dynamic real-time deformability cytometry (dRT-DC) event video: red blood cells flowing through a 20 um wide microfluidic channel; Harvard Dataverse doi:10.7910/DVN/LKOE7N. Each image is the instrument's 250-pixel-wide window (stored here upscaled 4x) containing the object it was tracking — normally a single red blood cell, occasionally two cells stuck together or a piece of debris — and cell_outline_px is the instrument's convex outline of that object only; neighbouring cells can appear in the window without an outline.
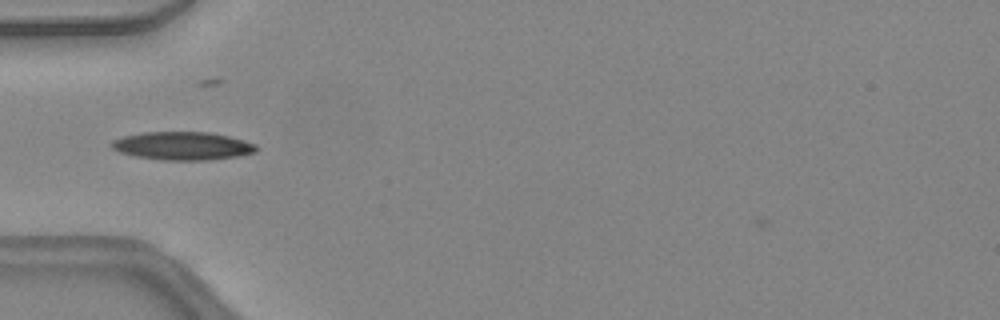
{"species": "common noctule bat (a hibernating species)", "species_latin": "Nyctalus noctula", "temperature_condition": "warm", "stored_images_in_passage": 37, "camera_frame_rate_fps": 3000, "um_per_image_px": 0.085, "animal": {"sex": "female", "body_mass_g": 24.6, "forearm_length_mm": 56.2}, "frame": {"image": 1, "passage_image": 6, "time_ms": 1.667, "image_size_px": [1000, 320], "cell_outline_px": [[256, 152], [236, 156], [208, 160], [164, 160], [136, 156], [120, 152], [112, 148], [108, 144], [112, 140], [124, 136], [144, 132], [212, 132], [244, 140], [256, 144]], "centroid_in_image_um": [15.5, 12.39], "position_along_channel_um": 69.5, "area_um2": 23.7}}
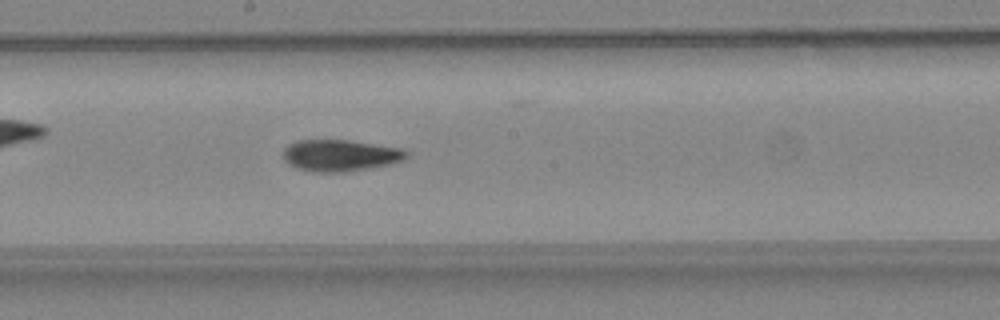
{"frame": {"image": 2, "passage_image": 16, "time_ms": 5.0, "image_size_px": [1000, 320], "cell_outline_px": [[408, 156], [404, 160], [388, 164], [368, 168], [344, 172], [316, 172], [296, 168], [288, 164], [284, 160], [284, 148], [288, 144], [296, 140], [348, 140], [404, 148], [408, 152]], "centroid_in_image_um": [28.92, 13.2], "position_along_channel_um": 219.3, "area_um2": 22.77}}
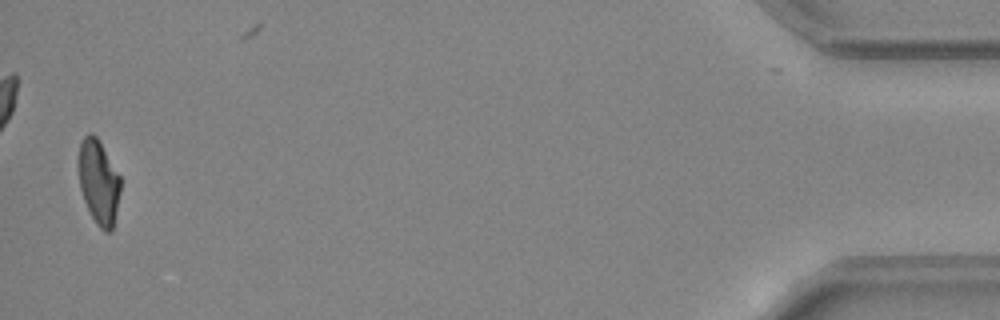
{"frame": {"image": 3, "passage_image": 36, "time_ms": 11.667, "image_size_px": [1000, 320], "cell_outline_px": [[120, 192], [112, 232], [104, 232], [96, 224], [84, 200], [80, 188], [76, 164], [80, 144], [84, 136], [88, 132], [92, 132], [96, 136], [120, 176]], "centroid_in_image_um": [8.35, 15.46], "position_along_channel_um": 426.8, "area_um2": 20.81}, "authors_computed_cell_mechanics": {"area_um2": 22.3108, "velocity_mm_per_s": 4.4897, "shape_relaxation_time_tau1_ms": 4.6849, "shape_relaxation_time_tau2_ms": 2.4741, "deformation_change_tau1": 0.1974, "deformation_change_tau2": 0.1005}}